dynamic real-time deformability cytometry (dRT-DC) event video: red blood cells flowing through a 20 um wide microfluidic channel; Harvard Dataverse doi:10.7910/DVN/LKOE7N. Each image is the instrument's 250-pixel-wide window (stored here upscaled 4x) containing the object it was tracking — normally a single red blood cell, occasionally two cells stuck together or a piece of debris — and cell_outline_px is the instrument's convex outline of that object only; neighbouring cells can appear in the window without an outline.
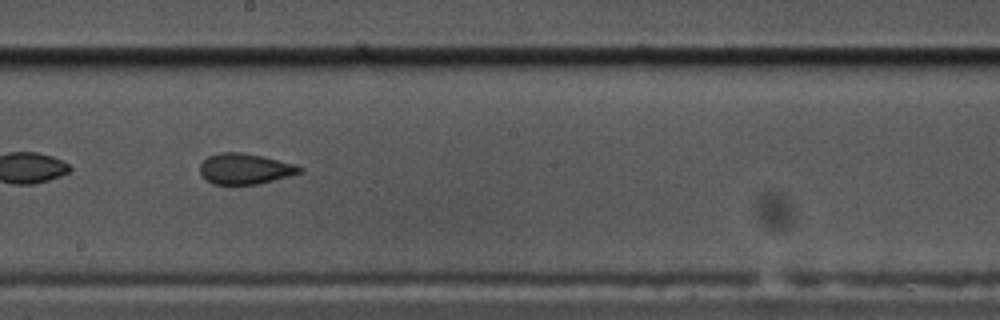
{"species": "common noctule bat (a hibernating species)", "species_latin": "Nyctalus noctula", "temperature_condition": "cold", "stored_images_in_passage": 42, "camera_frame_rate_fps": 3000, "um_per_image_px": 0.085, "animal": {"sex": "male", "body_mass_g": 17.5, "forearm_length_mm": 52.3}, "frame": {"image": 1, "passage_image": 19, "time_ms": 6.0, "image_size_px": [1000, 320], "cell_outline_px": [[304, 168], [300, 172], [288, 176], [260, 184], [212, 184], [200, 172], [200, 164], [208, 156], [220, 152], [240, 152], [264, 156], [296, 164]], "centroid_in_image_um": [20.84, 14.34], "position_along_channel_um": 227.4, "area_um2": 17.8}}
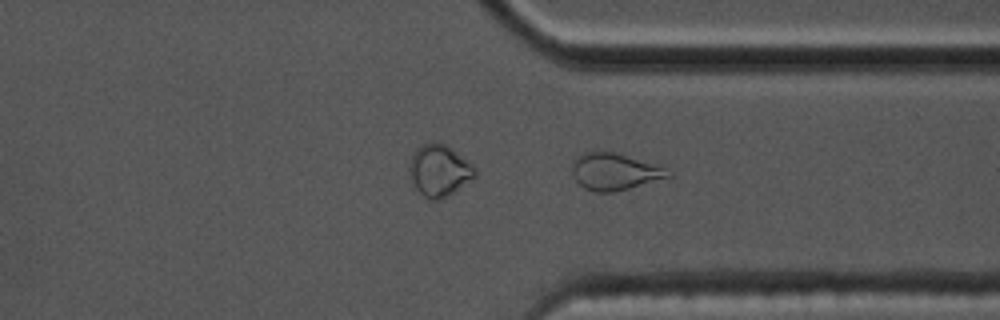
{"frame": {"image": 2, "passage_image": 30, "time_ms": 9.667, "image_size_px": [1000, 320], "cell_outline_px": [[672, 176], [628, 188], [612, 192], [596, 192], [584, 188], [576, 180], [572, 172], [572, 160], [584, 152], [612, 152], [656, 164], [664, 168]], "centroid_in_image_um": [52.19, 14.59], "position_along_channel_um": 359.2, "area_um2": 20.17}, "authors_computed_cell_mechanics": {"area_um2": 18.1203, "velocity_mm_per_s": 3.5813, "shape_relaxation_time_tau1_ms": null, "shape_relaxation_time_tau2_ms": 1.4037, "deformation_change_tau1": null, "deformation_change_tau2": 0.0783}}